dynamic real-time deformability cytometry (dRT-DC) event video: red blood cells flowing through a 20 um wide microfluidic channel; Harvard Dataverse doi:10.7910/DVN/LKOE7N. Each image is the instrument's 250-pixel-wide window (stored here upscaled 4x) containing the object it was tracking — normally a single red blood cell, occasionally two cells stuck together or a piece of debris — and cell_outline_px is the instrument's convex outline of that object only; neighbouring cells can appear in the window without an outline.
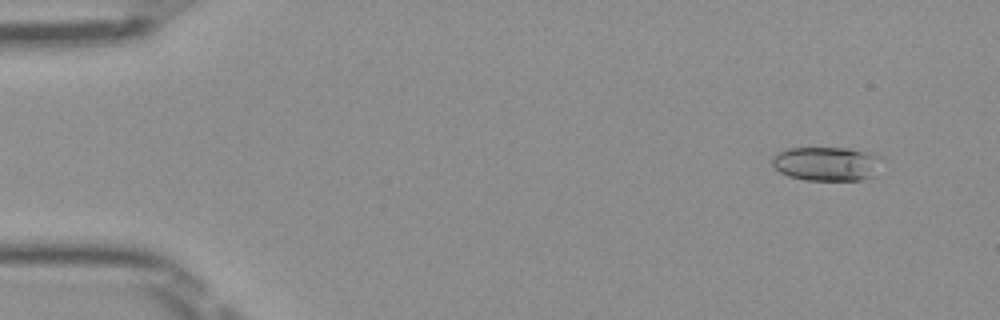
{"species": "Egyptian fruit bat (a non-hibernating species)", "species_latin": "Rousettus aegyptiacus", "temperature_condition": "room temperature", "stored_images_in_passage": 49, "camera_frame_rate_fps": 3000, "um_per_image_px": 0.085, "frame": {"image": 1, "passage_image": 3, "time_ms": 0.667, "image_size_px": [1000, 320], "cell_outline_px": [[880, 156], [872, 176], [860, 180], [804, 180], [788, 176], [780, 172], [772, 164], [772, 156], [776, 152], [784, 148], [848, 148]], "centroid_in_image_um": [70.14, 13.91], "position_along_channel_um": 14.9, "area_um2": 21.5}}
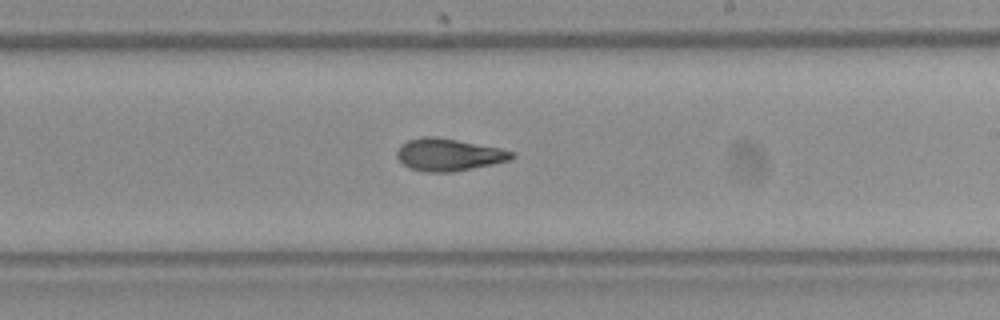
{"frame": {"image": 2, "passage_image": 29, "time_ms": 9.333, "image_size_px": [1000, 320], "cell_outline_px": [[516, 156], [512, 160], [452, 172], [424, 172], [408, 168], [396, 156], [396, 152], [400, 144], [408, 140], [420, 136], [436, 136], [500, 148], [516, 152]], "centroid_in_image_um": [38.13, 13.14], "position_along_channel_um": 250.9, "area_um2": 21.85}}
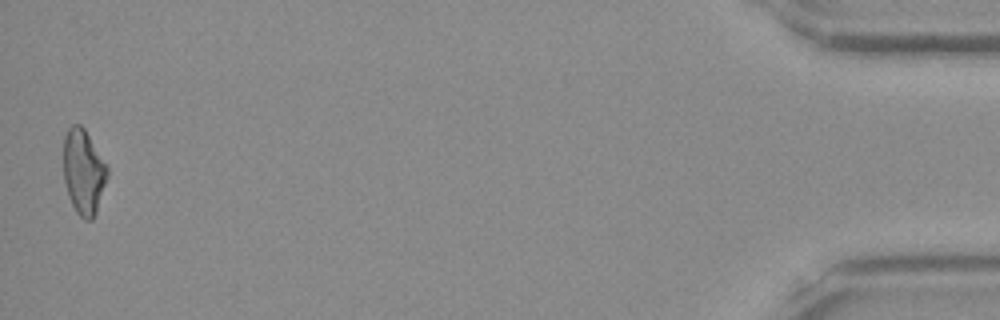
{"frame": {"image": 3, "passage_image": 49, "time_ms": 16.0, "image_size_px": [1000, 320], "cell_outline_px": [[108, 176], [96, 212], [92, 220], [84, 220], [76, 212], [68, 196], [64, 180], [64, 136], [68, 128], [72, 124], [80, 124], [84, 128], [108, 168]], "centroid_in_image_um": [7.09, 14.61], "position_along_channel_um": 428.1, "area_um2": 21.56}, "authors_computed_cell_mechanics": {"area_um2": 21.5016, "velocity_mm_per_s": 4.0261, "shape_relaxation_time_tau1_ms": 5.2289, "shape_relaxation_time_tau2_ms": 2.8737, "deformation_change_tau1": 0.1401, "deformation_change_tau2": 0.1003}}